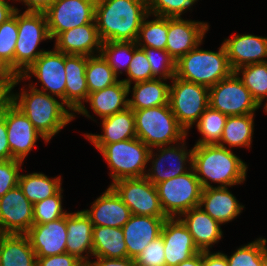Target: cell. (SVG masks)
I'll use <instances>...</instances> for the list:
<instances>
[{"label": "cell", "instance_id": "obj_12", "mask_svg": "<svg viewBox=\"0 0 267 266\" xmlns=\"http://www.w3.org/2000/svg\"><path fill=\"white\" fill-rule=\"evenodd\" d=\"M32 76L41 82V89L37 85L30 84L32 88L41 92L56 96L65 104V53L56 50H48L42 53L36 61L27 68L20 77L22 80H28Z\"/></svg>", "mask_w": 267, "mask_h": 266}, {"label": "cell", "instance_id": "obj_35", "mask_svg": "<svg viewBox=\"0 0 267 266\" xmlns=\"http://www.w3.org/2000/svg\"><path fill=\"white\" fill-rule=\"evenodd\" d=\"M234 72L250 91L257 104L267 113V62L242 66ZM263 101L265 103H262ZM263 104L264 106H261Z\"/></svg>", "mask_w": 267, "mask_h": 266}, {"label": "cell", "instance_id": "obj_19", "mask_svg": "<svg viewBox=\"0 0 267 266\" xmlns=\"http://www.w3.org/2000/svg\"><path fill=\"white\" fill-rule=\"evenodd\" d=\"M161 236L164 242L166 266H177L200 252L189 230L178 217L165 220Z\"/></svg>", "mask_w": 267, "mask_h": 266}, {"label": "cell", "instance_id": "obj_32", "mask_svg": "<svg viewBox=\"0 0 267 266\" xmlns=\"http://www.w3.org/2000/svg\"><path fill=\"white\" fill-rule=\"evenodd\" d=\"M93 257L128 258L122 228L93 226Z\"/></svg>", "mask_w": 267, "mask_h": 266}, {"label": "cell", "instance_id": "obj_55", "mask_svg": "<svg viewBox=\"0 0 267 266\" xmlns=\"http://www.w3.org/2000/svg\"><path fill=\"white\" fill-rule=\"evenodd\" d=\"M177 266H203V251H200Z\"/></svg>", "mask_w": 267, "mask_h": 266}, {"label": "cell", "instance_id": "obj_51", "mask_svg": "<svg viewBox=\"0 0 267 266\" xmlns=\"http://www.w3.org/2000/svg\"><path fill=\"white\" fill-rule=\"evenodd\" d=\"M95 258L96 260L90 262L92 266H137L133 258Z\"/></svg>", "mask_w": 267, "mask_h": 266}, {"label": "cell", "instance_id": "obj_34", "mask_svg": "<svg viewBox=\"0 0 267 266\" xmlns=\"http://www.w3.org/2000/svg\"><path fill=\"white\" fill-rule=\"evenodd\" d=\"M61 175L49 178L44 173L20 174L19 187L28 200L34 205L52 195H55L62 187Z\"/></svg>", "mask_w": 267, "mask_h": 266}, {"label": "cell", "instance_id": "obj_52", "mask_svg": "<svg viewBox=\"0 0 267 266\" xmlns=\"http://www.w3.org/2000/svg\"><path fill=\"white\" fill-rule=\"evenodd\" d=\"M203 266H228L226 254L219 251H203Z\"/></svg>", "mask_w": 267, "mask_h": 266}, {"label": "cell", "instance_id": "obj_4", "mask_svg": "<svg viewBox=\"0 0 267 266\" xmlns=\"http://www.w3.org/2000/svg\"><path fill=\"white\" fill-rule=\"evenodd\" d=\"M199 47L200 45L176 62L175 76L210 88L227 78L233 71L223 42L216 52Z\"/></svg>", "mask_w": 267, "mask_h": 266}, {"label": "cell", "instance_id": "obj_58", "mask_svg": "<svg viewBox=\"0 0 267 266\" xmlns=\"http://www.w3.org/2000/svg\"><path fill=\"white\" fill-rule=\"evenodd\" d=\"M7 235V233L5 232V230L2 228V226L0 225V246L2 243L3 238Z\"/></svg>", "mask_w": 267, "mask_h": 266}, {"label": "cell", "instance_id": "obj_53", "mask_svg": "<svg viewBox=\"0 0 267 266\" xmlns=\"http://www.w3.org/2000/svg\"><path fill=\"white\" fill-rule=\"evenodd\" d=\"M27 6L26 12H45L55 0H16Z\"/></svg>", "mask_w": 267, "mask_h": 266}, {"label": "cell", "instance_id": "obj_25", "mask_svg": "<svg viewBox=\"0 0 267 266\" xmlns=\"http://www.w3.org/2000/svg\"><path fill=\"white\" fill-rule=\"evenodd\" d=\"M66 253L76 256L83 263H90L93 256V224L83 210L66 215Z\"/></svg>", "mask_w": 267, "mask_h": 266}, {"label": "cell", "instance_id": "obj_13", "mask_svg": "<svg viewBox=\"0 0 267 266\" xmlns=\"http://www.w3.org/2000/svg\"><path fill=\"white\" fill-rule=\"evenodd\" d=\"M185 143L184 139L173 145L150 149L148 163L151 162L152 166L145 177L156 186L160 182L188 172L192 168L193 147L188 150Z\"/></svg>", "mask_w": 267, "mask_h": 266}, {"label": "cell", "instance_id": "obj_15", "mask_svg": "<svg viewBox=\"0 0 267 266\" xmlns=\"http://www.w3.org/2000/svg\"><path fill=\"white\" fill-rule=\"evenodd\" d=\"M5 123L7 140L14 159L24 162L39 137L48 143L44 136L34 128L26 115L10 100L5 104Z\"/></svg>", "mask_w": 267, "mask_h": 266}, {"label": "cell", "instance_id": "obj_38", "mask_svg": "<svg viewBox=\"0 0 267 266\" xmlns=\"http://www.w3.org/2000/svg\"><path fill=\"white\" fill-rule=\"evenodd\" d=\"M227 115L208 106L196 123V128L202 137L195 145H214L220 142Z\"/></svg>", "mask_w": 267, "mask_h": 266}, {"label": "cell", "instance_id": "obj_8", "mask_svg": "<svg viewBox=\"0 0 267 266\" xmlns=\"http://www.w3.org/2000/svg\"><path fill=\"white\" fill-rule=\"evenodd\" d=\"M169 90V106L178 123L189 132L209 106V88L174 76Z\"/></svg>", "mask_w": 267, "mask_h": 266}, {"label": "cell", "instance_id": "obj_57", "mask_svg": "<svg viewBox=\"0 0 267 266\" xmlns=\"http://www.w3.org/2000/svg\"><path fill=\"white\" fill-rule=\"evenodd\" d=\"M262 266H267V245L263 246L262 251Z\"/></svg>", "mask_w": 267, "mask_h": 266}, {"label": "cell", "instance_id": "obj_37", "mask_svg": "<svg viewBox=\"0 0 267 266\" xmlns=\"http://www.w3.org/2000/svg\"><path fill=\"white\" fill-rule=\"evenodd\" d=\"M85 77L89 93L102 90L119 81L118 76L101 54L87 56Z\"/></svg>", "mask_w": 267, "mask_h": 266}, {"label": "cell", "instance_id": "obj_20", "mask_svg": "<svg viewBox=\"0 0 267 266\" xmlns=\"http://www.w3.org/2000/svg\"><path fill=\"white\" fill-rule=\"evenodd\" d=\"M223 44L233 72L242 66L267 62V37L237 34L226 38Z\"/></svg>", "mask_w": 267, "mask_h": 266}, {"label": "cell", "instance_id": "obj_50", "mask_svg": "<svg viewBox=\"0 0 267 266\" xmlns=\"http://www.w3.org/2000/svg\"><path fill=\"white\" fill-rule=\"evenodd\" d=\"M21 81L22 78L0 59V87H16Z\"/></svg>", "mask_w": 267, "mask_h": 266}, {"label": "cell", "instance_id": "obj_28", "mask_svg": "<svg viewBox=\"0 0 267 266\" xmlns=\"http://www.w3.org/2000/svg\"><path fill=\"white\" fill-rule=\"evenodd\" d=\"M103 134H84L92 144H111L136 138L135 116L131 108L102 119Z\"/></svg>", "mask_w": 267, "mask_h": 266}, {"label": "cell", "instance_id": "obj_46", "mask_svg": "<svg viewBox=\"0 0 267 266\" xmlns=\"http://www.w3.org/2000/svg\"><path fill=\"white\" fill-rule=\"evenodd\" d=\"M22 165L17 159L0 160V197L18 185Z\"/></svg>", "mask_w": 267, "mask_h": 266}, {"label": "cell", "instance_id": "obj_26", "mask_svg": "<svg viewBox=\"0 0 267 266\" xmlns=\"http://www.w3.org/2000/svg\"><path fill=\"white\" fill-rule=\"evenodd\" d=\"M183 217V218H182ZM192 235L199 251H210L213 244L223 237L221 224L207 214L200 206L190 209L178 217Z\"/></svg>", "mask_w": 267, "mask_h": 266}, {"label": "cell", "instance_id": "obj_9", "mask_svg": "<svg viewBox=\"0 0 267 266\" xmlns=\"http://www.w3.org/2000/svg\"><path fill=\"white\" fill-rule=\"evenodd\" d=\"M161 207L168 218H176L200 205L202 187L193 170L156 185Z\"/></svg>", "mask_w": 267, "mask_h": 266}, {"label": "cell", "instance_id": "obj_44", "mask_svg": "<svg viewBox=\"0 0 267 266\" xmlns=\"http://www.w3.org/2000/svg\"><path fill=\"white\" fill-rule=\"evenodd\" d=\"M126 75L127 79H122V81L127 86H130L133 83L155 79L152 75L145 51L142 48H139L136 42H134V54Z\"/></svg>", "mask_w": 267, "mask_h": 266}, {"label": "cell", "instance_id": "obj_43", "mask_svg": "<svg viewBox=\"0 0 267 266\" xmlns=\"http://www.w3.org/2000/svg\"><path fill=\"white\" fill-rule=\"evenodd\" d=\"M142 48L151 67L152 75L155 78L171 80L176 74V61L169 55L166 50L155 49L150 47Z\"/></svg>", "mask_w": 267, "mask_h": 266}, {"label": "cell", "instance_id": "obj_22", "mask_svg": "<svg viewBox=\"0 0 267 266\" xmlns=\"http://www.w3.org/2000/svg\"><path fill=\"white\" fill-rule=\"evenodd\" d=\"M54 48L65 54L95 56L100 54L102 40L95 20L82 26L68 29L55 38ZM96 53V54H94Z\"/></svg>", "mask_w": 267, "mask_h": 266}, {"label": "cell", "instance_id": "obj_24", "mask_svg": "<svg viewBox=\"0 0 267 266\" xmlns=\"http://www.w3.org/2000/svg\"><path fill=\"white\" fill-rule=\"evenodd\" d=\"M91 209H84L93 226L122 228L132 215L129 207L109 186L92 202Z\"/></svg>", "mask_w": 267, "mask_h": 266}, {"label": "cell", "instance_id": "obj_45", "mask_svg": "<svg viewBox=\"0 0 267 266\" xmlns=\"http://www.w3.org/2000/svg\"><path fill=\"white\" fill-rule=\"evenodd\" d=\"M148 13L167 18L181 17L198 0H146Z\"/></svg>", "mask_w": 267, "mask_h": 266}, {"label": "cell", "instance_id": "obj_27", "mask_svg": "<svg viewBox=\"0 0 267 266\" xmlns=\"http://www.w3.org/2000/svg\"><path fill=\"white\" fill-rule=\"evenodd\" d=\"M199 206L221 225L233 221L245 207L228 187L202 189Z\"/></svg>", "mask_w": 267, "mask_h": 266}, {"label": "cell", "instance_id": "obj_16", "mask_svg": "<svg viewBox=\"0 0 267 266\" xmlns=\"http://www.w3.org/2000/svg\"><path fill=\"white\" fill-rule=\"evenodd\" d=\"M209 30L207 22L186 20L182 17L168 18L166 51L177 62L198 45Z\"/></svg>", "mask_w": 267, "mask_h": 266}, {"label": "cell", "instance_id": "obj_42", "mask_svg": "<svg viewBox=\"0 0 267 266\" xmlns=\"http://www.w3.org/2000/svg\"><path fill=\"white\" fill-rule=\"evenodd\" d=\"M267 244L266 238H257L236 249L231 256H227L228 266H262L263 246Z\"/></svg>", "mask_w": 267, "mask_h": 266}, {"label": "cell", "instance_id": "obj_33", "mask_svg": "<svg viewBox=\"0 0 267 266\" xmlns=\"http://www.w3.org/2000/svg\"><path fill=\"white\" fill-rule=\"evenodd\" d=\"M254 116L255 114L228 116L223 135L217 145L228 149L234 147L250 149L254 133Z\"/></svg>", "mask_w": 267, "mask_h": 266}, {"label": "cell", "instance_id": "obj_1", "mask_svg": "<svg viewBox=\"0 0 267 266\" xmlns=\"http://www.w3.org/2000/svg\"><path fill=\"white\" fill-rule=\"evenodd\" d=\"M192 168L202 189L232 187L246 181L247 164L232 149L214 145H194ZM219 185L214 186L211 183Z\"/></svg>", "mask_w": 267, "mask_h": 266}, {"label": "cell", "instance_id": "obj_10", "mask_svg": "<svg viewBox=\"0 0 267 266\" xmlns=\"http://www.w3.org/2000/svg\"><path fill=\"white\" fill-rule=\"evenodd\" d=\"M209 106L227 116L255 114L260 108L235 72L209 88Z\"/></svg>", "mask_w": 267, "mask_h": 266}, {"label": "cell", "instance_id": "obj_36", "mask_svg": "<svg viewBox=\"0 0 267 266\" xmlns=\"http://www.w3.org/2000/svg\"><path fill=\"white\" fill-rule=\"evenodd\" d=\"M150 16L148 13L143 19L136 44L138 47L166 50L168 18L154 15V19L147 20Z\"/></svg>", "mask_w": 267, "mask_h": 266}, {"label": "cell", "instance_id": "obj_48", "mask_svg": "<svg viewBox=\"0 0 267 266\" xmlns=\"http://www.w3.org/2000/svg\"><path fill=\"white\" fill-rule=\"evenodd\" d=\"M83 262L69 253L37 257V266H80Z\"/></svg>", "mask_w": 267, "mask_h": 266}, {"label": "cell", "instance_id": "obj_2", "mask_svg": "<svg viewBox=\"0 0 267 266\" xmlns=\"http://www.w3.org/2000/svg\"><path fill=\"white\" fill-rule=\"evenodd\" d=\"M147 14L146 0H99L94 20L102 42H136Z\"/></svg>", "mask_w": 267, "mask_h": 266}, {"label": "cell", "instance_id": "obj_30", "mask_svg": "<svg viewBox=\"0 0 267 266\" xmlns=\"http://www.w3.org/2000/svg\"><path fill=\"white\" fill-rule=\"evenodd\" d=\"M128 86L119 81L102 90L89 93L86 103L101 119L123 111L128 107Z\"/></svg>", "mask_w": 267, "mask_h": 266}, {"label": "cell", "instance_id": "obj_47", "mask_svg": "<svg viewBox=\"0 0 267 266\" xmlns=\"http://www.w3.org/2000/svg\"><path fill=\"white\" fill-rule=\"evenodd\" d=\"M134 260L137 266H166L162 236L148 243Z\"/></svg>", "mask_w": 267, "mask_h": 266}, {"label": "cell", "instance_id": "obj_14", "mask_svg": "<svg viewBox=\"0 0 267 266\" xmlns=\"http://www.w3.org/2000/svg\"><path fill=\"white\" fill-rule=\"evenodd\" d=\"M93 0H55L44 12L51 40L58 34L94 21Z\"/></svg>", "mask_w": 267, "mask_h": 266}, {"label": "cell", "instance_id": "obj_5", "mask_svg": "<svg viewBox=\"0 0 267 266\" xmlns=\"http://www.w3.org/2000/svg\"><path fill=\"white\" fill-rule=\"evenodd\" d=\"M133 112L137 138L150 149L176 144L189 134L178 123L169 104Z\"/></svg>", "mask_w": 267, "mask_h": 266}, {"label": "cell", "instance_id": "obj_29", "mask_svg": "<svg viewBox=\"0 0 267 266\" xmlns=\"http://www.w3.org/2000/svg\"><path fill=\"white\" fill-rule=\"evenodd\" d=\"M164 81L166 79L155 78L134 83L132 88L128 86V94L132 92V98H128V107L141 110L169 104L170 84Z\"/></svg>", "mask_w": 267, "mask_h": 266}, {"label": "cell", "instance_id": "obj_49", "mask_svg": "<svg viewBox=\"0 0 267 266\" xmlns=\"http://www.w3.org/2000/svg\"><path fill=\"white\" fill-rule=\"evenodd\" d=\"M14 159L11 155L7 140V128L5 123V105L0 113V160Z\"/></svg>", "mask_w": 267, "mask_h": 266}, {"label": "cell", "instance_id": "obj_17", "mask_svg": "<svg viewBox=\"0 0 267 266\" xmlns=\"http://www.w3.org/2000/svg\"><path fill=\"white\" fill-rule=\"evenodd\" d=\"M0 225L7 234H26L33 225V204L19 185L0 197Z\"/></svg>", "mask_w": 267, "mask_h": 266}, {"label": "cell", "instance_id": "obj_39", "mask_svg": "<svg viewBox=\"0 0 267 266\" xmlns=\"http://www.w3.org/2000/svg\"><path fill=\"white\" fill-rule=\"evenodd\" d=\"M100 54L117 76L123 71L127 73L134 54V41L103 42Z\"/></svg>", "mask_w": 267, "mask_h": 266}, {"label": "cell", "instance_id": "obj_18", "mask_svg": "<svg viewBox=\"0 0 267 266\" xmlns=\"http://www.w3.org/2000/svg\"><path fill=\"white\" fill-rule=\"evenodd\" d=\"M86 64L85 55L65 54V105L71 112L91 119L93 117L84 105L89 95L85 77Z\"/></svg>", "mask_w": 267, "mask_h": 266}, {"label": "cell", "instance_id": "obj_21", "mask_svg": "<svg viewBox=\"0 0 267 266\" xmlns=\"http://www.w3.org/2000/svg\"><path fill=\"white\" fill-rule=\"evenodd\" d=\"M26 235L36 257L66 253V216L45 224H33Z\"/></svg>", "mask_w": 267, "mask_h": 266}, {"label": "cell", "instance_id": "obj_31", "mask_svg": "<svg viewBox=\"0 0 267 266\" xmlns=\"http://www.w3.org/2000/svg\"><path fill=\"white\" fill-rule=\"evenodd\" d=\"M0 266H37L36 253L26 234H7L3 238Z\"/></svg>", "mask_w": 267, "mask_h": 266}, {"label": "cell", "instance_id": "obj_54", "mask_svg": "<svg viewBox=\"0 0 267 266\" xmlns=\"http://www.w3.org/2000/svg\"><path fill=\"white\" fill-rule=\"evenodd\" d=\"M17 9L15 6L9 4L7 0H0V25L10 18Z\"/></svg>", "mask_w": 267, "mask_h": 266}, {"label": "cell", "instance_id": "obj_6", "mask_svg": "<svg viewBox=\"0 0 267 266\" xmlns=\"http://www.w3.org/2000/svg\"><path fill=\"white\" fill-rule=\"evenodd\" d=\"M93 145L107 162L112 183L146 175L150 148L137 137L111 144Z\"/></svg>", "mask_w": 267, "mask_h": 266}, {"label": "cell", "instance_id": "obj_41", "mask_svg": "<svg viewBox=\"0 0 267 266\" xmlns=\"http://www.w3.org/2000/svg\"><path fill=\"white\" fill-rule=\"evenodd\" d=\"M63 188L33 205V224H45L66 216L69 212L62 207Z\"/></svg>", "mask_w": 267, "mask_h": 266}, {"label": "cell", "instance_id": "obj_40", "mask_svg": "<svg viewBox=\"0 0 267 266\" xmlns=\"http://www.w3.org/2000/svg\"><path fill=\"white\" fill-rule=\"evenodd\" d=\"M18 37V10L0 25V59L14 71V51Z\"/></svg>", "mask_w": 267, "mask_h": 266}, {"label": "cell", "instance_id": "obj_7", "mask_svg": "<svg viewBox=\"0 0 267 266\" xmlns=\"http://www.w3.org/2000/svg\"><path fill=\"white\" fill-rule=\"evenodd\" d=\"M18 10V37L14 51V72L20 76L46 50L38 46L42 41L51 40L46 15L43 12Z\"/></svg>", "mask_w": 267, "mask_h": 266}, {"label": "cell", "instance_id": "obj_23", "mask_svg": "<svg viewBox=\"0 0 267 266\" xmlns=\"http://www.w3.org/2000/svg\"><path fill=\"white\" fill-rule=\"evenodd\" d=\"M167 218L135 215L122 227L128 258L135 259L151 241L161 235Z\"/></svg>", "mask_w": 267, "mask_h": 266}, {"label": "cell", "instance_id": "obj_3", "mask_svg": "<svg viewBox=\"0 0 267 266\" xmlns=\"http://www.w3.org/2000/svg\"><path fill=\"white\" fill-rule=\"evenodd\" d=\"M10 101L26 115L48 142L76 116L69 108H65L63 101L31 86L28 89L23 87L19 93L11 91Z\"/></svg>", "mask_w": 267, "mask_h": 266}, {"label": "cell", "instance_id": "obj_11", "mask_svg": "<svg viewBox=\"0 0 267 266\" xmlns=\"http://www.w3.org/2000/svg\"><path fill=\"white\" fill-rule=\"evenodd\" d=\"M109 186L129 207L131 214L168 218L161 207L156 186L145 176L121 179Z\"/></svg>", "mask_w": 267, "mask_h": 266}, {"label": "cell", "instance_id": "obj_59", "mask_svg": "<svg viewBox=\"0 0 267 266\" xmlns=\"http://www.w3.org/2000/svg\"><path fill=\"white\" fill-rule=\"evenodd\" d=\"M80 266H92L91 263H82Z\"/></svg>", "mask_w": 267, "mask_h": 266}, {"label": "cell", "instance_id": "obj_56", "mask_svg": "<svg viewBox=\"0 0 267 266\" xmlns=\"http://www.w3.org/2000/svg\"><path fill=\"white\" fill-rule=\"evenodd\" d=\"M14 87H0V113L4 105L10 100V92Z\"/></svg>", "mask_w": 267, "mask_h": 266}]
</instances>
